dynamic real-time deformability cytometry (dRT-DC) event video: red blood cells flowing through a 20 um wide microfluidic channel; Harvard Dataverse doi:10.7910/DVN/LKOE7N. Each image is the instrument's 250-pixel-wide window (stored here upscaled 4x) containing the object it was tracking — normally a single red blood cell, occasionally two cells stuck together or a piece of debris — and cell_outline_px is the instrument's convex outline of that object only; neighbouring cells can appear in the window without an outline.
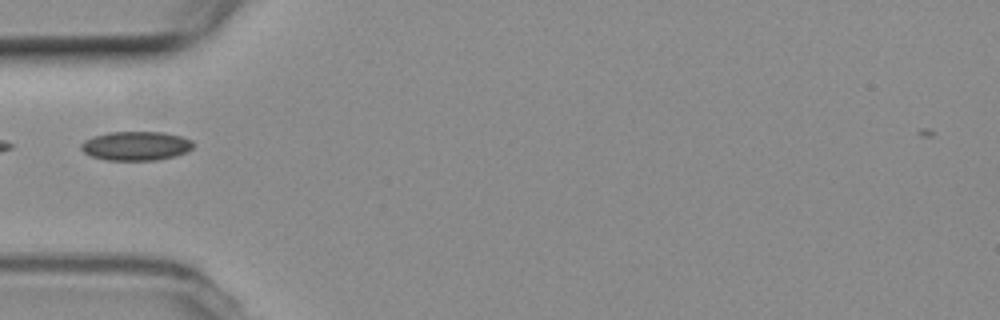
{"species": "common noctule bat (a hibernating species)", "species_latin": "Nyctalus noctula", "temperature_condition": "room temperature", "stored_images_in_passage": 38, "camera_frame_rate_fps": 3000, "um_per_image_px": 0.085, "animal": {"sex": "female", "body_mass_g": 19.3, "forearm_length_mm": 54.1}, "frame": {"image": 1, "passage_image": 2, "time_ms": 0.333, "image_size_px": [1000, 320], "cell_outline_px": [[192, 148], [184, 152], [172, 156], [156, 160], [108, 160], [92, 156], [84, 152], [80, 148], [80, 144], [84, 140], [92, 136], [108, 132], [164, 132], [180, 136], [192, 140]], "centroid_in_image_um": [11.51, 12.39], "position_along_channel_um": 73.5, "area_um2": 18.84}}
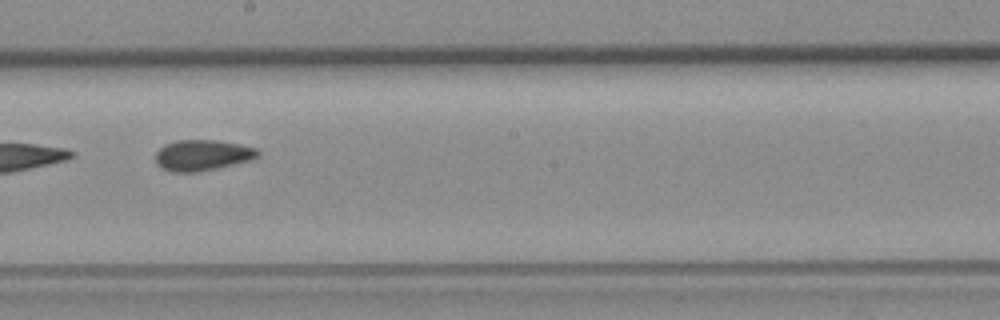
{"frame": {"image": 2, "passage_image": 15, "time_ms": 4.667, "image_size_px": [1000, 320], "cell_outline_px": [[260, 156], [248, 160], [216, 168], [196, 172], [172, 172], [156, 164], [156, 152], [164, 144], [176, 140], [216, 140], [240, 144], [256, 148], [260, 152]], "centroid_in_image_um": [17.19, 13.18], "position_along_channel_um": 231.0, "area_um2": 18.26}}
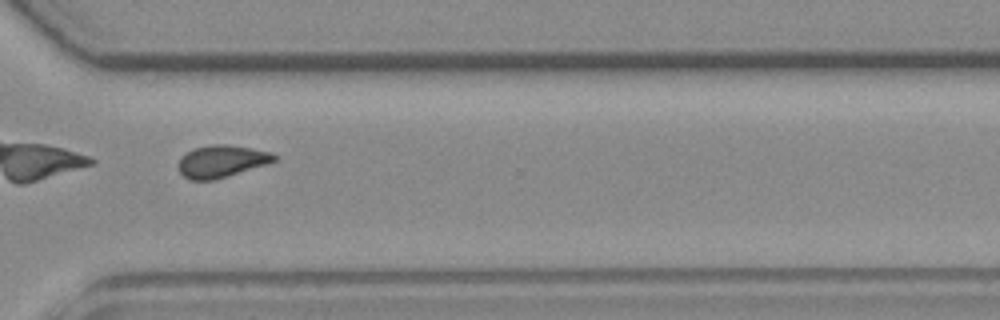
{"frame": {"image": 3, "passage_image": 25, "time_ms": 8.0, "image_size_px": [1000, 320], "cell_outline_px": [[280, 156], [276, 160], [268, 164], [212, 180], [192, 180], [184, 176], [180, 172], [180, 160], [192, 148], [212, 144], [228, 144], [252, 148], [272, 152]], "centroid_in_image_um": [18.9, 13.69], "position_along_channel_um": 351.7, "area_um2": 17.86}, "authors_computed_cell_mechanics": {"area_um2": 18.1203, "velocity_mm_per_s": 3.627, "shape_relaxation_time_tau1_ms": null, "shape_relaxation_time_tau2_ms": 4.7211, "deformation_change_tau1": null, "deformation_change_tau2": 0.1053}}